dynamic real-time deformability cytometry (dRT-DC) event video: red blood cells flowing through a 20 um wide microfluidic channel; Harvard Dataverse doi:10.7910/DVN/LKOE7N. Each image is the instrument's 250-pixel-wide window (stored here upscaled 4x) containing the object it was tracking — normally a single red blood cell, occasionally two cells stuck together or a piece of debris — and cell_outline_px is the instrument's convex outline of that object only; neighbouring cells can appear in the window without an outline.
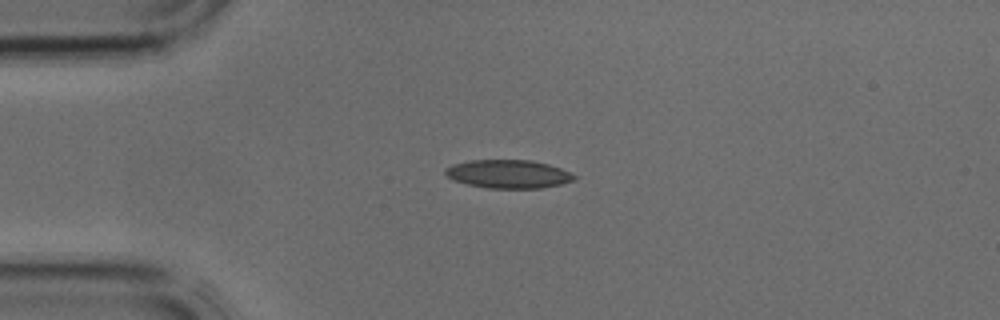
{"species": "common noctule bat (a hibernating species)", "species_latin": "Nyctalus noctula", "temperature_condition": "cold", "stored_images_in_passage": 1, "camera_frame_rate_fps": 3000, "um_per_image_px": 0.085, "animal": {"sex": "male", "body_mass_g": 17.9, "forearm_length_mm": 54.2}, "frame": {"image": 1, "passage_image": 1, "time_ms": 0.0, "image_size_px": [1000, 320], "cell_outline_px": [[576, 180], [560, 184], [540, 188], [488, 188], [468, 184], [452, 180], [444, 172], [444, 168], [452, 164], [472, 160], [532, 160], [548, 164], [560, 168], [576, 176]], "centroid_in_image_um": [43.19, 14.79], "position_along_channel_um": 41.8, "area_um2": 21.27}}